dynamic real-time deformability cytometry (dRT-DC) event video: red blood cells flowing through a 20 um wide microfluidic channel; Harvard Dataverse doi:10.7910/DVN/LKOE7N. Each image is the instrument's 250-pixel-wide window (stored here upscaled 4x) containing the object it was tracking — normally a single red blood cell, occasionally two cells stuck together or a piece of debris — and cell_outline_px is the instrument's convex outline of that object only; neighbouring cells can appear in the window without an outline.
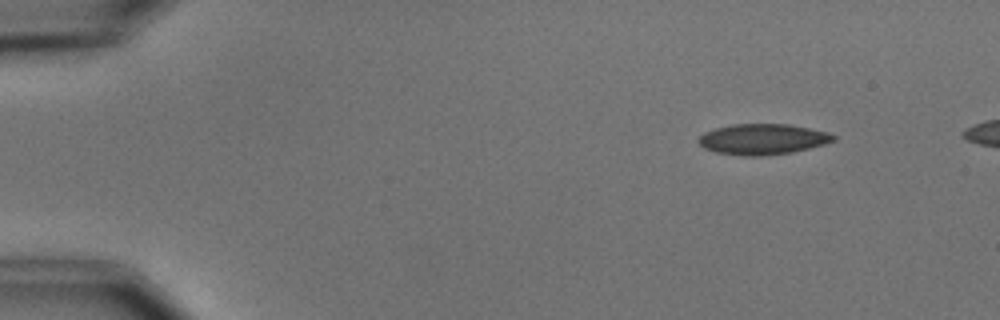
{"species": "common noctule bat (a hibernating species)", "species_latin": "Nyctalus noctula", "temperature_condition": "cold", "stored_images_in_passage": 6, "camera_frame_rate_fps": 3000, "um_per_image_px": 0.085, "animal": {"sex": "male", "body_mass_g": 15.6}, "frame": {"image": 1, "passage_image": 2, "time_ms": 1.333, "image_size_px": [1000, 320], "cell_outline_px": [[836, 140], [824, 144], [792, 152], [760, 156], [744, 156], [716, 152], [704, 148], [696, 140], [704, 132], [716, 128], [732, 124], [788, 124], [828, 132], [836, 136]], "centroid_in_image_um": [64.81, 11.83], "position_along_channel_um": 20.2, "area_um2": 24.04}}